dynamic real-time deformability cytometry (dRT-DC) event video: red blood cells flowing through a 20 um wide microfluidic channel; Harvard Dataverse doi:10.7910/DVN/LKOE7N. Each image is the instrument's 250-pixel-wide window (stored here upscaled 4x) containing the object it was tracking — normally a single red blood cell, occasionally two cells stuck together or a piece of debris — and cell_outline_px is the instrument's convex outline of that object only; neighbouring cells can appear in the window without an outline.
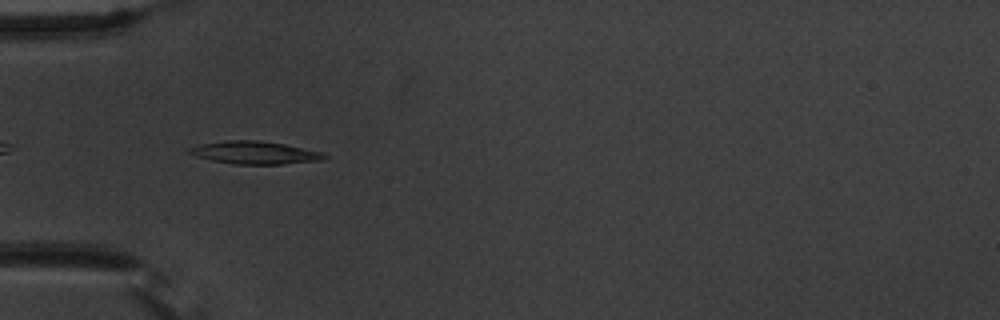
{"species": "common noctule bat (a hibernating species)", "species_latin": "Nyctalus noctula", "temperature_condition": "warm", "stored_images_in_passage": 6, "camera_frame_rate_fps": 3000, "um_per_image_px": 0.085, "animal": {"sex": "male", "body_mass_g": 20.1, "forearm_length_mm": 53.5}, "frame": {"image": 1, "passage_image": 6, "time_ms": 5.667, "image_size_px": [1000, 320], "cell_outline_px": [[328, 156], [320, 160], [284, 164], [232, 164], [212, 160], [196, 156], [188, 152], [188, 148], [200, 144], [228, 140], [256, 140], [284, 144], [324, 152]], "centroid_in_image_um": [21.66, 12.97], "position_along_channel_um": 63.3, "area_um2": 17.8}}